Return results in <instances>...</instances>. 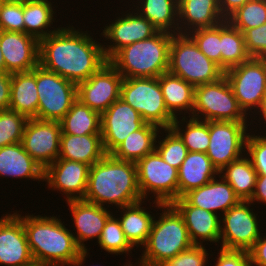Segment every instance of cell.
Instances as JSON below:
<instances>
[{
	"mask_svg": "<svg viewBox=\"0 0 266 266\" xmlns=\"http://www.w3.org/2000/svg\"><path fill=\"white\" fill-rule=\"evenodd\" d=\"M168 72L198 86L219 80L225 71L208 59L188 34L176 33L169 46Z\"/></svg>",
	"mask_w": 266,
	"mask_h": 266,
	"instance_id": "8992f818",
	"label": "cell"
},
{
	"mask_svg": "<svg viewBox=\"0 0 266 266\" xmlns=\"http://www.w3.org/2000/svg\"><path fill=\"white\" fill-rule=\"evenodd\" d=\"M266 233L257 239L253 247L248 251L253 266H266ZM264 235V236H263Z\"/></svg>",
	"mask_w": 266,
	"mask_h": 266,
	"instance_id": "c3c4849f",
	"label": "cell"
},
{
	"mask_svg": "<svg viewBox=\"0 0 266 266\" xmlns=\"http://www.w3.org/2000/svg\"><path fill=\"white\" fill-rule=\"evenodd\" d=\"M38 119L60 122L77 100V84L38 65Z\"/></svg>",
	"mask_w": 266,
	"mask_h": 266,
	"instance_id": "30bf717a",
	"label": "cell"
},
{
	"mask_svg": "<svg viewBox=\"0 0 266 266\" xmlns=\"http://www.w3.org/2000/svg\"><path fill=\"white\" fill-rule=\"evenodd\" d=\"M159 84L168 112L174 118L191 117L195 86L169 72L159 76Z\"/></svg>",
	"mask_w": 266,
	"mask_h": 266,
	"instance_id": "4316f807",
	"label": "cell"
},
{
	"mask_svg": "<svg viewBox=\"0 0 266 266\" xmlns=\"http://www.w3.org/2000/svg\"><path fill=\"white\" fill-rule=\"evenodd\" d=\"M159 133L156 140L155 150L165 162L174 168L179 169L187 157L189 152L188 149L180 137L171 128L161 129Z\"/></svg>",
	"mask_w": 266,
	"mask_h": 266,
	"instance_id": "f35d334b",
	"label": "cell"
},
{
	"mask_svg": "<svg viewBox=\"0 0 266 266\" xmlns=\"http://www.w3.org/2000/svg\"><path fill=\"white\" fill-rule=\"evenodd\" d=\"M135 3L134 10L159 31L178 33V0H137Z\"/></svg>",
	"mask_w": 266,
	"mask_h": 266,
	"instance_id": "d6a6232c",
	"label": "cell"
},
{
	"mask_svg": "<svg viewBox=\"0 0 266 266\" xmlns=\"http://www.w3.org/2000/svg\"><path fill=\"white\" fill-rule=\"evenodd\" d=\"M13 211L23 222L32 257L49 266H70L83 251L60 215L42 216Z\"/></svg>",
	"mask_w": 266,
	"mask_h": 266,
	"instance_id": "3957f363",
	"label": "cell"
},
{
	"mask_svg": "<svg viewBox=\"0 0 266 266\" xmlns=\"http://www.w3.org/2000/svg\"><path fill=\"white\" fill-rule=\"evenodd\" d=\"M242 33L266 23V0H248L226 19Z\"/></svg>",
	"mask_w": 266,
	"mask_h": 266,
	"instance_id": "ab89813d",
	"label": "cell"
},
{
	"mask_svg": "<svg viewBox=\"0 0 266 266\" xmlns=\"http://www.w3.org/2000/svg\"><path fill=\"white\" fill-rule=\"evenodd\" d=\"M221 68L227 69L248 61L244 35L227 20L220 24Z\"/></svg>",
	"mask_w": 266,
	"mask_h": 266,
	"instance_id": "d590c367",
	"label": "cell"
},
{
	"mask_svg": "<svg viewBox=\"0 0 266 266\" xmlns=\"http://www.w3.org/2000/svg\"><path fill=\"white\" fill-rule=\"evenodd\" d=\"M225 20L218 0H178V33L215 27Z\"/></svg>",
	"mask_w": 266,
	"mask_h": 266,
	"instance_id": "cb8c5ba5",
	"label": "cell"
},
{
	"mask_svg": "<svg viewBox=\"0 0 266 266\" xmlns=\"http://www.w3.org/2000/svg\"><path fill=\"white\" fill-rule=\"evenodd\" d=\"M171 205L182 216L194 245L219 243L220 216L218 214L190 205L183 197L174 200Z\"/></svg>",
	"mask_w": 266,
	"mask_h": 266,
	"instance_id": "7402d4cb",
	"label": "cell"
},
{
	"mask_svg": "<svg viewBox=\"0 0 266 266\" xmlns=\"http://www.w3.org/2000/svg\"><path fill=\"white\" fill-rule=\"evenodd\" d=\"M160 209L157 218L154 217L150 234L142 246L141 257L149 266H162L180 252L188 250L194 244L188 235L182 216L171 204L157 201L149 202Z\"/></svg>",
	"mask_w": 266,
	"mask_h": 266,
	"instance_id": "277c9868",
	"label": "cell"
},
{
	"mask_svg": "<svg viewBox=\"0 0 266 266\" xmlns=\"http://www.w3.org/2000/svg\"><path fill=\"white\" fill-rule=\"evenodd\" d=\"M137 262H135V263H133V262H131V260L130 261H128L127 262V264L125 263V265L124 266H149L143 259H142V257L140 256L139 258H138V260H136Z\"/></svg>",
	"mask_w": 266,
	"mask_h": 266,
	"instance_id": "11a10c76",
	"label": "cell"
},
{
	"mask_svg": "<svg viewBox=\"0 0 266 266\" xmlns=\"http://www.w3.org/2000/svg\"><path fill=\"white\" fill-rule=\"evenodd\" d=\"M249 201L253 205H255L256 203H264L261 206L266 205V175H257L255 190Z\"/></svg>",
	"mask_w": 266,
	"mask_h": 266,
	"instance_id": "f907efd6",
	"label": "cell"
},
{
	"mask_svg": "<svg viewBox=\"0 0 266 266\" xmlns=\"http://www.w3.org/2000/svg\"><path fill=\"white\" fill-rule=\"evenodd\" d=\"M61 134L60 122L28 119L21 144L25 151L45 169L59 157Z\"/></svg>",
	"mask_w": 266,
	"mask_h": 266,
	"instance_id": "2e32d148",
	"label": "cell"
},
{
	"mask_svg": "<svg viewBox=\"0 0 266 266\" xmlns=\"http://www.w3.org/2000/svg\"><path fill=\"white\" fill-rule=\"evenodd\" d=\"M122 81V75L107 62L87 80L77 84V99L102 114L120 98Z\"/></svg>",
	"mask_w": 266,
	"mask_h": 266,
	"instance_id": "9a60e30c",
	"label": "cell"
},
{
	"mask_svg": "<svg viewBox=\"0 0 266 266\" xmlns=\"http://www.w3.org/2000/svg\"><path fill=\"white\" fill-rule=\"evenodd\" d=\"M219 176L230 184L241 201L251 199L255 190L257 172L246 154L223 167L219 171Z\"/></svg>",
	"mask_w": 266,
	"mask_h": 266,
	"instance_id": "836d02e7",
	"label": "cell"
},
{
	"mask_svg": "<svg viewBox=\"0 0 266 266\" xmlns=\"http://www.w3.org/2000/svg\"><path fill=\"white\" fill-rule=\"evenodd\" d=\"M83 200L106 208L114 205L117 209L142 201L136 163L106 154L89 168Z\"/></svg>",
	"mask_w": 266,
	"mask_h": 266,
	"instance_id": "7a4b0ae2",
	"label": "cell"
},
{
	"mask_svg": "<svg viewBox=\"0 0 266 266\" xmlns=\"http://www.w3.org/2000/svg\"><path fill=\"white\" fill-rule=\"evenodd\" d=\"M214 266H253L249 252L219 248Z\"/></svg>",
	"mask_w": 266,
	"mask_h": 266,
	"instance_id": "7dc6e473",
	"label": "cell"
},
{
	"mask_svg": "<svg viewBox=\"0 0 266 266\" xmlns=\"http://www.w3.org/2000/svg\"><path fill=\"white\" fill-rule=\"evenodd\" d=\"M120 98L135 109L146 123L171 128L175 118L168 112L159 77L123 78Z\"/></svg>",
	"mask_w": 266,
	"mask_h": 266,
	"instance_id": "52a82bcc",
	"label": "cell"
},
{
	"mask_svg": "<svg viewBox=\"0 0 266 266\" xmlns=\"http://www.w3.org/2000/svg\"><path fill=\"white\" fill-rule=\"evenodd\" d=\"M248 0H218L222 16L227 19L238 8L242 7Z\"/></svg>",
	"mask_w": 266,
	"mask_h": 266,
	"instance_id": "816d5d0a",
	"label": "cell"
},
{
	"mask_svg": "<svg viewBox=\"0 0 266 266\" xmlns=\"http://www.w3.org/2000/svg\"><path fill=\"white\" fill-rule=\"evenodd\" d=\"M192 118L203 121L249 122L239 107L232 88L225 77L195 86Z\"/></svg>",
	"mask_w": 266,
	"mask_h": 266,
	"instance_id": "ba28073f",
	"label": "cell"
},
{
	"mask_svg": "<svg viewBox=\"0 0 266 266\" xmlns=\"http://www.w3.org/2000/svg\"><path fill=\"white\" fill-rule=\"evenodd\" d=\"M246 51L251 58L266 59V23L243 32Z\"/></svg>",
	"mask_w": 266,
	"mask_h": 266,
	"instance_id": "bcb514c9",
	"label": "cell"
},
{
	"mask_svg": "<svg viewBox=\"0 0 266 266\" xmlns=\"http://www.w3.org/2000/svg\"><path fill=\"white\" fill-rule=\"evenodd\" d=\"M172 35L159 31L149 39L124 46L108 62L123 78L159 77L169 69Z\"/></svg>",
	"mask_w": 266,
	"mask_h": 266,
	"instance_id": "5b68a950",
	"label": "cell"
},
{
	"mask_svg": "<svg viewBox=\"0 0 266 266\" xmlns=\"http://www.w3.org/2000/svg\"><path fill=\"white\" fill-rule=\"evenodd\" d=\"M7 1H10V2L26 3V2H29V1H35V0H7Z\"/></svg>",
	"mask_w": 266,
	"mask_h": 266,
	"instance_id": "680465c9",
	"label": "cell"
},
{
	"mask_svg": "<svg viewBox=\"0 0 266 266\" xmlns=\"http://www.w3.org/2000/svg\"><path fill=\"white\" fill-rule=\"evenodd\" d=\"M105 155L101 135L61 134L60 159L82 162L91 167Z\"/></svg>",
	"mask_w": 266,
	"mask_h": 266,
	"instance_id": "f1b7e54d",
	"label": "cell"
},
{
	"mask_svg": "<svg viewBox=\"0 0 266 266\" xmlns=\"http://www.w3.org/2000/svg\"><path fill=\"white\" fill-rule=\"evenodd\" d=\"M116 214H112L105 223L98 240V246L111 255H131L134 247L126 239ZM132 250V251H131Z\"/></svg>",
	"mask_w": 266,
	"mask_h": 266,
	"instance_id": "74e56055",
	"label": "cell"
},
{
	"mask_svg": "<svg viewBox=\"0 0 266 266\" xmlns=\"http://www.w3.org/2000/svg\"><path fill=\"white\" fill-rule=\"evenodd\" d=\"M255 115V116H254ZM258 115H260L258 118L259 119H255V118H257V116ZM254 117V118H253ZM261 117V118H260ZM252 118V119H251ZM250 119L251 120H249L250 122H249V125H250V129H251V132H252V130H254L252 127L254 126V123L256 122V121H254V120H257L258 121V123H260V122H262V123H260V124H258L257 126H259V125H261V124H263V121H261V120H264V124H266V94L262 97V99H261V102H260V105H259V107L255 110V112L254 113H252V115L250 116ZM254 119V120H253ZM261 119V120H260ZM254 121V122H253ZM253 122V123H252ZM251 124L253 125V126H251Z\"/></svg>",
	"mask_w": 266,
	"mask_h": 266,
	"instance_id": "f5cc1de1",
	"label": "cell"
},
{
	"mask_svg": "<svg viewBox=\"0 0 266 266\" xmlns=\"http://www.w3.org/2000/svg\"><path fill=\"white\" fill-rule=\"evenodd\" d=\"M248 128L249 122L209 121L206 154L218 171L245 154Z\"/></svg>",
	"mask_w": 266,
	"mask_h": 266,
	"instance_id": "4fadbf2b",
	"label": "cell"
},
{
	"mask_svg": "<svg viewBox=\"0 0 266 266\" xmlns=\"http://www.w3.org/2000/svg\"><path fill=\"white\" fill-rule=\"evenodd\" d=\"M219 171L206 153L188 152L178 169V198L218 177Z\"/></svg>",
	"mask_w": 266,
	"mask_h": 266,
	"instance_id": "484cf974",
	"label": "cell"
},
{
	"mask_svg": "<svg viewBox=\"0 0 266 266\" xmlns=\"http://www.w3.org/2000/svg\"><path fill=\"white\" fill-rule=\"evenodd\" d=\"M23 266H49L47 264L41 263L39 261H35L33 260L32 262H30L29 264L23 265Z\"/></svg>",
	"mask_w": 266,
	"mask_h": 266,
	"instance_id": "6f0895ef",
	"label": "cell"
},
{
	"mask_svg": "<svg viewBox=\"0 0 266 266\" xmlns=\"http://www.w3.org/2000/svg\"><path fill=\"white\" fill-rule=\"evenodd\" d=\"M207 252L205 245H193L188 250L180 252L172 259H169L162 266H209L208 257L210 258V256L214 255L213 252L212 255Z\"/></svg>",
	"mask_w": 266,
	"mask_h": 266,
	"instance_id": "f6af8a7d",
	"label": "cell"
},
{
	"mask_svg": "<svg viewBox=\"0 0 266 266\" xmlns=\"http://www.w3.org/2000/svg\"><path fill=\"white\" fill-rule=\"evenodd\" d=\"M62 134L101 135V114L77 99L60 121Z\"/></svg>",
	"mask_w": 266,
	"mask_h": 266,
	"instance_id": "e575fe53",
	"label": "cell"
},
{
	"mask_svg": "<svg viewBox=\"0 0 266 266\" xmlns=\"http://www.w3.org/2000/svg\"><path fill=\"white\" fill-rule=\"evenodd\" d=\"M51 1L35 0L23 3L24 33L33 36L38 41L60 28L53 25L56 20L54 16L57 17L55 13L58 6L53 5L52 3L55 4V2Z\"/></svg>",
	"mask_w": 266,
	"mask_h": 266,
	"instance_id": "4dcf8cb0",
	"label": "cell"
},
{
	"mask_svg": "<svg viewBox=\"0 0 266 266\" xmlns=\"http://www.w3.org/2000/svg\"><path fill=\"white\" fill-rule=\"evenodd\" d=\"M68 25H59L57 31L39 41V65L78 84L96 73L108 60L103 43L96 41L92 33Z\"/></svg>",
	"mask_w": 266,
	"mask_h": 266,
	"instance_id": "6da1fadb",
	"label": "cell"
},
{
	"mask_svg": "<svg viewBox=\"0 0 266 266\" xmlns=\"http://www.w3.org/2000/svg\"><path fill=\"white\" fill-rule=\"evenodd\" d=\"M38 106L36 67L32 71L12 73L9 109L27 119H38Z\"/></svg>",
	"mask_w": 266,
	"mask_h": 266,
	"instance_id": "83f0119b",
	"label": "cell"
},
{
	"mask_svg": "<svg viewBox=\"0 0 266 266\" xmlns=\"http://www.w3.org/2000/svg\"><path fill=\"white\" fill-rule=\"evenodd\" d=\"M27 120L10 109L0 111V148L21 142Z\"/></svg>",
	"mask_w": 266,
	"mask_h": 266,
	"instance_id": "60d3db41",
	"label": "cell"
},
{
	"mask_svg": "<svg viewBox=\"0 0 266 266\" xmlns=\"http://www.w3.org/2000/svg\"><path fill=\"white\" fill-rule=\"evenodd\" d=\"M136 166L143 200L171 204L178 199V169L165 162L156 150L141 158Z\"/></svg>",
	"mask_w": 266,
	"mask_h": 266,
	"instance_id": "9c48e42d",
	"label": "cell"
},
{
	"mask_svg": "<svg viewBox=\"0 0 266 266\" xmlns=\"http://www.w3.org/2000/svg\"><path fill=\"white\" fill-rule=\"evenodd\" d=\"M0 30L24 33L23 3L7 0L1 3Z\"/></svg>",
	"mask_w": 266,
	"mask_h": 266,
	"instance_id": "ee69618b",
	"label": "cell"
},
{
	"mask_svg": "<svg viewBox=\"0 0 266 266\" xmlns=\"http://www.w3.org/2000/svg\"><path fill=\"white\" fill-rule=\"evenodd\" d=\"M6 73L32 71L39 65V41L26 33L0 30Z\"/></svg>",
	"mask_w": 266,
	"mask_h": 266,
	"instance_id": "d6986e66",
	"label": "cell"
},
{
	"mask_svg": "<svg viewBox=\"0 0 266 266\" xmlns=\"http://www.w3.org/2000/svg\"><path fill=\"white\" fill-rule=\"evenodd\" d=\"M33 260L23 222L6 212L0 218V265L23 266Z\"/></svg>",
	"mask_w": 266,
	"mask_h": 266,
	"instance_id": "44dd1931",
	"label": "cell"
},
{
	"mask_svg": "<svg viewBox=\"0 0 266 266\" xmlns=\"http://www.w3.org/2000/svg\"><path fill=\"white\" fill-rule=\"evenodd\" d=\"M89 168L82 162L58 158L44 169V182L48 190L65 195L64 201L84 199Z\"/></svg>",
	"mask_w": 266,
	"mask_h": 266,
	"instance_id": "ac0fdd59",
	"label": "cell"
},
{
	"mask_svg": "<svg viewBox=\"0 0 266 266\" xmlns=\"http://www.w3.org/2000/svg\"><path fill=\"white\" fill-rule=\"evenodd\" d=\"M71 212L73 228V236L78 246L83 250L87 248L86 241L96 239L98 242L101 232L107 222V219L114 213L106 207H101L95 203L85 201L83 199L66 201Z\"/></svg>",
	"mask_w": 266,
	"mask_h": 266,
	"instance_id": "ffe728a7",
	"label": "cell"
},
{
	"mask_svg": "<svg viewBox=\"0 0 266 266\" xmlns=\"http://www.w3.org/2000/svg\"><path fill=\"white\" fill-rule=\"evenodd\" d=\"M119 14L122 15L119 16ZM117 15L114 18L115 20L113 19L104 26L99 35L104 36V41H107L106 43L102 42L104 55L107 60L124 46L149 39L159 32L148 19L141 16L133 7L129 6L126 12L123 13L121 11Z\"/></svg>",
	"mask_w": 266,
	"mask_h": 266,
	"instance_id": "5bb4252c",
	"label": "cell"
},
{
	"mask_svg": "<svg viewBox=\"0 0 266 266\" xmlns=\"http://www.w3.org/2000/svg\"><path fill=\"white\" fill-rule=\"evenodd\" d=\"M224 75L239 107L250 117L266 94V59L250 58L240 65L227 69Z\"/></svg>",
	"mask_w": 266,
	"mask_h": 266,
	"instance_id": "7c38bea8",
	"label": "cell"
},
{
	"mask_svg": "<svg viewBox=\"0 0 266 266\" xmlns=\"http://www.w3.org/2000/svg\"><path fill=\"white\" fill-rule=\"evenodd\" d=\"M160 130L157 125L145 123L140 129L130 133L111 155L119 160L137 163L155 150Z\"/></svg>",
	"mask_w": 266,
	"mask_h": 266,
	"instance_id": "1f68e13d",
	"label": "cell"
},
{
	"mask_svg": "<svg viewBox=\"0 0 266 266\" xmlns=\"http://www.w3.org/2000/svg\"><path fill=\"white\" fill-rule=\"evenodd\" d=\"M146 122L128 103L119 98L101 114L102 144L106 154H111L132 132Z\"/></svg>",
	"mask_w": 266,
	"mask_h": 266,
	"instance_id": "e0dca14e",
	"label": "cell"
},
{
	"mask_svg": "<svg viewBox=\"0 0 266 266\" xmlns=\"http://www.w3.org/2000/svg\"><path fill=\"white\" fill-rule=\"evenodd\" d=\"M188 35L206 57L221 67L220 24L211 28L192 30Z\"/></svg>",
	"mask_w": 266,
	"mask_h": 266,
	"instance_id": "b9f144b4",
	"label": "cell"
},
{
	"mask_svg": "<svg viewBox=\"0 0 266 266\" xmlns=\"http://www.w3.org/2000/svg\"><path fill=\"white\" fill-rule=\"evenodd\" d=\"M181 118L182 119L179 117L175 118L171 125V129L184 142L189 152L207 153L210 143L209 121H203L188 116Z\"/></svg>",
	"mask_w": 266,
	"mask_h": 266,
	"instance_id": "8d00e7d4",
	"label": "cell"
},
{
	"mask_svg": "<svg viewBox=\"0 0 266 266\" xmlns=\"http://www.w3.org/2000/svg\"><path fill=\"white\" fill-rule=\"evenodd\" d=\"M89 251L90 250L82 251L81 254L71 263L70 266H83L82 264L83 263L85 264L86 258H88V256H90ZM92 266H94V265H92ZM95 266H98V265H95Z\"/></svg>",
	"mask_w": 266,
	"mask_h": 266,
	"instance_id": "db71d44e",
	"label": "cell"
},
{
	"mask_svg": "<svg viewBox=\"0 0 266 266\" xmlns=\"http://www.w3.org/2000/svg\"><path fill=\"white\" fill-rule=\"evenodd\" d=\"M144 202L146 203L147 201L142 200L138 203L118 208V211L116 210L115 212H120L121 216L117 218L121 223L125 237L136 249L141 248L146 243L155 217L154 213L149 212L143 206V204L146 205Z\"/></svg>",
	"mask_w": 266,
	"mask_h": 266,
	"instance_id": "f546056e",
	"label": "cell"
},
{
	"mask_svg": "<svg viewBox=\"0 0 266 266\" xmlns=\"http://www.w3.org/2000/svg\"><path fill=\"white\" fill-rule=\"evenodd\" d=\"M11 93V73L0 72V111L9 109Z\"/></svg>",
	"mask_w": 266,
	"mask_h": 266,
	"instance_id": "681fc988",
	"label": "cell"
},
{
	"mask_svg": "<svg viewBox=\"0 0 266 266\" xmlns=\"http://www.w3.org/2000/svg\"><path fill=\"white\" fill-rule=\"evenodd\" d=\"M251 207L250 201H240L220 217V248L248 252L253 247L262 235L263 227Z\"/></svg>",
	"mask_w": 266,
	"mask_h": 266,
	"instance_id": "8fae6325",
	"label": "cell"
},
{
	"mask_svg": "<svg viewBox=\"0 0 266 266\" xmlns=\"http://www.w3.org/2000/svg\"><path fill=\"white\" fill-rule=\"evenodd\" d=\"M266 126H264L265 133L261 131L260 135L255 131L248 133L246 139L245 154L250 158L252 165L257 172V175H266ZM262 133V135H261ZM257 134V135H255Z\"/></svg>",
	"mask_w": 266,
	"mask_h": 266,
	"instance_id": "7bdbcfd3",
	"label": "cell"
},
{
	"mask_svg": "<svg viewBox=\"0 0 266 266\" xmlns=\"http://www.w3.org/2000/svg\"><path fill=\"white\" fill-rule=\"evenodd\" d=\"M0 72L6 73L5 60L0 48Z\"/></svg>",
	"mask_w": 266,
	"mask_h": 266,
	"instance_id": "9f6ffc18",
	"label": "cell"
},
{
	"mask_svg": "<svg viewBox=\"0 0 266 266\" xmlns=\"http://www.w3.org/2000/svg\"><path fill=\"white\" fill-rule=\"evenodd\" d=\"M183 198L190 205L218 214L220 217L241 201L230 184L219 175L204 186L189 191Z\"/></svg>",
	"mask_w": 266,
	"mask_h": 266,
	"instance_id": "603a6c76",
	"label": "cell"
},
{
	"mask_svg": "<svg viewBox=\"0 0 266 266\" xmlns=\"http://www.w3.org/2000/svg\"><path fill=\"white\" fill-rule=\"evenodd\" d=\"M0 177L38 180L39 183L44 182V169L20 142L0 148Z\"/></svg>",
	"mask_w": 266,
	"mask_h": 266,
	"instance_id": "d4e9b609",
	"label": "cell"
}]
</instances>
